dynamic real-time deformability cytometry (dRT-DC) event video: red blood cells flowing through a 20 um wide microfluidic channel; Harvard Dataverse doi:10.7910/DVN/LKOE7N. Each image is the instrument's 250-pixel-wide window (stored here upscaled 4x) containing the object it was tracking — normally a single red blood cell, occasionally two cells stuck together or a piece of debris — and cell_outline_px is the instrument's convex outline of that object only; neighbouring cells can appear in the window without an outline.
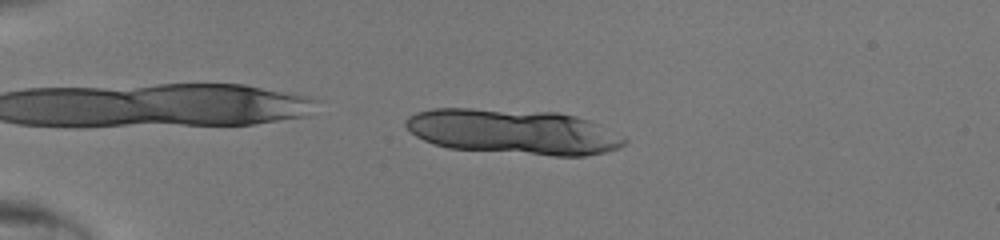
{"species": "human", "species_latin": "Homo sapiens", "temperature_condition": "room temperature", "stored_images_in_passage": 8, "camera_frame_rate_fps": 3000, "um_per_image_px": 0.085, "donor": {"sex": "male"}, "frame": {"image": 1, "passage_image": 3, "time_ms": 0.667, "image_size_px": [1000, 240], "cell_outline_px": [[628, 140], [620, 148], [604, 152], [584, 156], [552, 156], [448, 148], [424, 140], [416, 136], [404, 124], [404, 120], [408, 116], [416, 112], [432, 108], [472, 108], [556, 112], [576, 116], [588, 120], [624, 136]], "centroid_in_image_um": [43.63, 11.2], "position_along_channel_um": 41.4, "area_um2": 57.74}}